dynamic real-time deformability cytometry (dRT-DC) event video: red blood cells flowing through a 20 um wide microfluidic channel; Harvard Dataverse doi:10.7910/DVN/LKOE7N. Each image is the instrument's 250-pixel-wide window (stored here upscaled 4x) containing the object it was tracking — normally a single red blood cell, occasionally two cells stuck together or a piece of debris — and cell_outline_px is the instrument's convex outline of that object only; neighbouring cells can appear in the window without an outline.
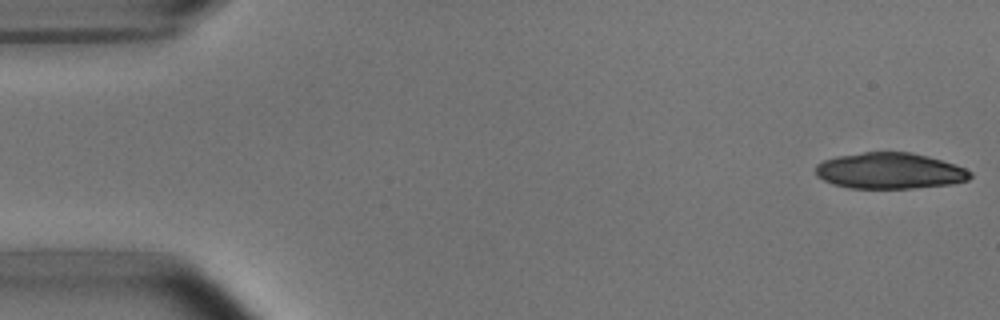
{"species": "common noctule bat (a hibernating species)", "species_latin": "Nyctalus noctula", "temperature_condition": "room temperature", "stored_images_in_passage": 9, "camera_frame_rate_fps": 3000, "um_per_image_px": 0.085, "animal": {"sex": "male", "body_mass_g": 15.6}, "frame": {"image": 1, "passage_image": 1, "time_ms": 0.0, "image_size_px": [1000, 320], "cell_outline_px": [[972, 176], [968, 180], [952, 184], [912, 188], [848, 188], [832, 184], [816, 176], [816, 164], [824, 160], [836, 156], [864, 152], [908, 152], [928, 156], [956, 164], [972, 172]], "centroid_in_image_um": [75.63, 14.52], "position_along_channel_um": 9.4, "area_um2": 32.6}}